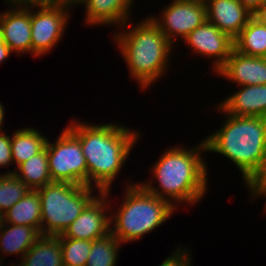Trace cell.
<instances>
[{
  "label": "cell",
  "instance_id": "cell-19",
  "mask_svg": "<svg viewBox=\"0 0 266 266\" xmlns=\"http://www.w3.org/2000/svg\"><path fill=\"white\" fill-rule=\"evenodd\" d=\"M4 215L7 224L34 227L41 233V200L38 191L29 190Z\"/></svg>",
  "mask_w": 266,
  "mask_h": 266
},
{
  "label": "cell",
  "instance_id": "cell-9",
  "mask_svg": "<svg viewBox=\"0 0 266 266\" xmlns=\"http://www.w3.org/2000/svg\"><path fill=\"white\" fill-rule=\"evenodd\" d=\"M161 13L160 16L151 15L149 19L173 45L178 37L184 39L206 21L205 3L202 2L172 0Z\"/></svg>",
  "mask_w": 266,
  "mask_h": 266
},
{
  "label": "cell",
  "instance_id": "cell-32",
  "mask_svg": "<svg viewBox=\"0 0 266 266\" xmlns=\"http://www.w3.org/2000/svg\"><path fill=\"white\" fill-rule=\"evenodd\" d=\"M4 115H5V111H4V106L0 101V133L4 132L3 131V121H4Z\"/></svg>",
  "mask_w": 266,
  "mask_h": 266
},
{
  "label": "cell",
  "instance_id": "cell-13",
  "mask_svg": "<svg viewBox=\"0 0 266 266\" xmlns=\"http://www.w3.org/2000/svg\"><path fill=\"white\" fill-rule=\"evenodd\" d=\"M216 75L239 86L266 85V57L246 56L232 50Z\"/></svg>",
  "mask_w": 266,
  "mask_h": 266
},
{
  "label": "cell",
  "instance_id": "cell-2",
  "mask_svg": "<svg viewBox=\"0 0 266 266\" xmlns=\"http://www.w3.org/2000/svg\"><path fill=\"white\" fill-rule=\"evenodd\" d=\"M204 152V140L188 149L172 146L163 152L150 171L159 186L155 187L152 181L139 184L149 193L167 200L175 209L183 203L196 205L208 188V164L202 157Z\"/></svg>",
  "mask_w": 266,
  "mask_h": 266
},
{
  "label": "cell",
  "instance_id": "cell-25",
  "mask_svg": "<svg viewBox=\"0 0 266 266\" xmlns=\"http://www.w3.org/2000/svg\"><path fill=\"white\" fill-rule=\"evenodd\" d=\"M63 254V266H85L89 257L92 241L57 236Z\"/></svg>",
  "mask_w": 266,
  "mask_h": 266
},
{
  "label": "cell",
  "instance_id": "cell-23",
  "mask_svg": "<svg viewBox=\"0 0 266 266\" xmlns=\"http://www.w3.org/2000/svg\"><path fill=\"white\" fill-rule=\"evenodd\" d=\"M121 244L111 232L103 238L93 240L85 266H115Z\"/></svg>",
  "mask_w": 266,
  "mask_h": 266
},
{
  "label": "cell",
  "instance_id": "cell-28",
  "mask_svg": "<svg viewBox=\"0 0 266 266\" xmlns=\"http://www.w3.org/2000/svg\"><path fill=\"white\" fill-rule=\"evenodd\" d=\"M13 164L11 154V137L6 132L0 133V168ZM1 174V173H0Z\"/></svg>",
  "mask_w": 266,
  "mask_h": 266
},
{
  "label": "cell",
  "instance_id": "cell-31",
  "mask_svg": "<svg viewBox=\"0 0 266 266\" xmlns=\"http://www.w3.org/2000/svg\"><path fill=\"white\" fill-rule=\"evenodd\" d=\"M13 53L0 34V64L7 60Z\"/></svg>",
  "mask_w": 266,
  "mask_h": 266
},
{
  "label": "cell",
  "instance_id": "cell-34",
  "mask_svg": "<svg viewBox=\"0 0 266 266\" xmlns=\"http://www.w3.org/2000/svg\"><path fill=\"white\" fill-rule=\"evenodd\" d=\"M4 225H5V215L3 213H0V233L2 232Z\"/></svg>",
  "mask_w": 266,
  "mask_h": 266
},
{
  "label": "cell",
  "instance_id": "cell-26",
  "mask_svg": "<svg viewBox=\"0 0 266 266\" xmlns=\"http://www.w3.org/2000/svg\"><path fill=\"white\" fill-rule=\"evenodd\" d=\"M252 198L257 199L266 193V148L257 168L244 181Z\"/></svg>",
  "mask_w": 266,
  "mask_h": 266
},
{
  "label": "cell",
  "instance_id": "cell-22",
  "mask_svg": "<svg viewBox=\"0 0 266 266\" xmlns=\"http://www.w3.org/2000/svg\"><path fill=\"white\" fill-rule=\"evenodd\" d=\"M5 174H15L30 190L43 188L52 182L46 147L20 164L14 171H6Z\"/></svg>",
  "mask_w": 266,
  "mask_h": 266
},
{
  "label": "cell",
  "instance_id": "cell-20",
  "mask_svg": "<svg viewBox=\"0 0 266 266\" xmlns=\"http://www.w3.org/2000/svg\"><path fill=\"white\" fill-rule=\"evenodd\" d=\"M18 261L22 266H63V254L58 237L41 235Z\"/></svg>",
  "mask_w": 266,
  "mask_h": 266
},
{
  "label": "cell",
  "instance_id": "cell-12",
  "mask_svg": "<svg viewBox=\"0 0 266 266\" xmlns=\"http://www.w3.org/2000/svg\"><path fill=\"white\" fill-rule=\"evenodd\" d=\"M0 34L13 53L32 55L31 8L0 12Z\"/></svg>",
  "mask_w": 266,
  "mask_h": 266
},
{
  "label": "cell",
  "instance_id": "cell-33",
  "mask_svg": "<svg viewBox=\"0 0 266 266\" xmlns=\"http://www.w3.org/2000/svg\"><path fill=\"white\" fill-rule=\"evenodd\" d=\"M58 3H61V4H67V5H70V6H74V5H79V3L81 2V0H57Z\"/></svg>",
  "mask_w": 266,
  "mask_h": 266
},
{
  "label": "cell",
  "instance_id": "cell-10",
  "mask_svg": "<svg viewBox=\"0 0 266 266\" xmlns=\"http://www.w3.org/2000/svg\"><path fill=\"white\" fill-rule=\"evenodd\" d=\"M110 193L111 189L96 193L97 196L84 208L62 235L70 239L93 241L109 234L111 225L110 209L113 210L111 203H108L110 202L108 200Z\"/></svg>",
  "mask_w": 266,
  "mask_h": 266
},
{
  "label": "cell",
  "instance_id": "cell-36",
  "mask_svg": "<svg viewBox=\"0 0 266 266\" xmlns=\"http://www.w3.org/2000/svg\"><path fill=\"white\" fill-rule=\"evenodd\" d=\"M3 263L2 262H0V266L2 265ZM19 264V265H18ZM17 265H16V263H15V265H14V263H13V265H11V266H22V263L19 261V263H18ZM3 266V265H2Z\"/></svg>",
  "mask_w": 266,
  "mask_h": 266
},
{
  "label": "cell",
  "instance_id": "cell-15",
  "mask_svg": "<svg viewBox=\"0 0 266 266\" xmlns=\"http://www.w3.org/2000/svg\"><path fill=\"white\" fill-rule=\"evenodd\" d=\"M134 0H81L85 9V23L96 25L123 26L131 17ZM133 4V5H132Z\"/></svg>",
  "mask_w": 266,
  "mask_h": 266
},
{
  "label": "cell",
  "instance_id": "cell-27",
  "mask_svg": "<svg viewBox=\"0 0 266 266\" xmlns=\"http://www.w3.org/2000/svg\"><path fill=\"white\" fill-rule=\"evenodd\" d=\"M191 256L188 248L186 249L185 246L182 248L179 245L159 266H191Z\"/></svg>",
  "mask_w": 266,
  "mask_h": 266
},
{
  "label": "cell",
  "instance_id": "cell-17",
  "mask_svg": "<svg viewBox=\"0 0 266 266\" xmlns=\"http://www.w3.org/2000/svg\"><path fill=\"white\" fill-rule=\"evenodd\" d=\"M233 41L234 50L243 55L266 57V20L253 15Z\"/></svg>",
  "mask_w": 266,
  "mask_h": 266
},
{
  "label": "cell",
  "instance_id": "cell-5",
  "mask_svg": "<svg viewBox=\"0 0 266 266\" xmlns=\"http://www.w3.org/2000/svg\"><path fill=\"white\" fill-rule=\"evenodd\" d=\"M127 182L118 210L110 212V232L122 243L139 240L169 220L176 210L167 200ZM113 224V225H112Z\"/></svg>",
  "mask_w": 266,
  "mask_h": 266
},
{
  "label": "cell",
  "instance_id": "cell-24",
  "mask_svg": "<svg viewBox=\"0 0 266 266\" xmlns=\"http://www.w3.org/2000/svg\"><path fill=\"white\" fill-rule=\"evenodd\" d=\"M30 189L15 174L0 175V213H5Z\"/></svg>",
  "mask_w": 266,
  "mask_h": 266
},
{
  "label": "cell",
  "instance_id": "cell-29",
  "mask_svg": "<svg viewBox=\"0 0 266 266\" xmlns=\"http://www.w3.org/2000/svg\"><path fill=\"white\" fill-rule=\"evenodd\" d=\"M11 4L14 8H39V7H50L59 4L57 0H4V2Z\"/></svg>",
  "mask_w": 266,
  "mask_h": 266
},
{
  "label": "cell",
  "instance_id": "cell-11",
  "mask_svg": "<svg viewBox=\"0 0 266 266\" xmlns=\"http://www.w3.org/2000/svg\"><path fill=\"white\" fill-rule=\"evenodd\" d=\"M187 46H191L192 52L202 57H211V68L217 72L226 62L234 49V41L214 24L205 21L195 28L183 40ZM215 59V60H214Z\"/></svg>",
  "mask_w": 266,
  "mask_h": 266
},
{
  "label": "cell",
  "instance_id": "cell-6",
  "mask_svg": "<svg viewBox=\"0 0 266 266\" xmlns=\"http://www.w3.org/2000/svg\"><path fill=\"white\" fill-rule=\"evenodd\" d=\"M91 186L52 181L38 189L41 200V235L58 236L97 196Z\"/></svg>",
  "mask_w": 266,
  "mask_h": 266
},
{
  "label": "cell",
  "instance_id": "cell-30",
  "mask_svg": "<svg viewBox=\"0 0 266 266\" xmlns=\"http://www.w3.org/2000/svg\"><path fill=\"white\" fill-rule=\"evenodd\" d=\"M254 15L266 12V0H238Z\"/></svg>",
  "mask_w": 266,
  "mask_h": 266
},
{
  "label": "cell",
  "instance_id": "cell-21",
  "mask_svg": "<svg viewBox=\"0 0 266 266\" xmlns=\"http://www.w3.org/2000/svg\"><path fill=\"white\" fill-rule=\"evenodd\" d=\"M46 136L38 129L26 127L16 129L11 135V154L13 165L19 166L26 160L40 153L46 146Z\"/></svg>",
  "mask_w": 266,
  "mask_h": 266
},
{
  "label": "cell",
  "instance_id": "cell-35",
  "mask_svg": "<svg viewBox=\"0 0 266 266\" xmlns=\"http://www.w3.org/2000/svg\"><path fill=\"white\" fill-rule=\"evenodd\" d=\"M188 1H196V2L206 3L208 0H188Z\"/></svg>",
  "mask_w": 266,
  "mask_h": 266
},
{
  "label": "cell",
  "instance_id": "cell-16",
  "mask_svg": "<svg viewBox=\"0 0 266 266\" xmlns=\"http://www.w3.org/2000/svg\"><path fill=\"white\" fill-rule=\"evenodd\" d=\"M239 90L218 105L234 116L266 118V85L239 86Z\"/></svg>",
  "mask_w": 266,
  "mask_h": 266
},
{
  "label": "cell",
  "instance_id": "cell-18",
  "mask_svg": "<svg viewBox=\"0 0 266 266\" xmlns=\"http://www.w3.org/2000/svg\"><path fill=\"white\" fill-rule=\"evenodd\" d=\"M40 237L41 233L34 227L5 223L0 233V251L4 255L17 254L21 260ZM1 260L0 255V262H3Z\"/></svg>",
  "mask_w": 266,
  "mask_h": 266
},
{
  "label": "cell",
  "instance_id": "cell-8",
  "mask_svg": "<svg viewBox=\"0 0 266 266\" xmlns=\"http://www.w3.org/2000/svg\"><path fill=\"white\" fill-rule=\"evenodd\" d=\"M71 8L73 7L61 3L50 7L31 8V41L34 57L40 58L50 53L58 45L59 40H62L68 20L71 19Z\"/></svg>",
  "mask_w": 266,
  "mask_h": 266
},
{
  "label": "cell",
  "instance_id": "cell-3",
  "mask_svg": "<svg viewBox=\"0 0 266 266\" xmlns=\"http://www.w3.org/2000/svg\"><path fill=\"white\" fill-rule=\"evenodd\" d=\"M117 29L120 30L112 35V39L126 62L130 77L145 90L166 73L174 45L149 16L134 27L128 20Z\"/></svg>",
  "mask_w": 266,
  "mask_h": 266
},
{
  "label": "cell",
  "instance_id": "cell-1",
  "mask_svg": "<svg viewBox=\"0 0 266 266\" xmlns=\"http://www.w3.org/2000/svg\"><path fill=\"white\" fill-rule=\"evenodd\" d=\"M70 121L66 126L80 140L85 157L87 186L100 192L110 190L141 133L117 122L101 125Z\"/></svg>",
  "mask_w": 266,
  "mask_h": 266
},
{
  "label": "cell",
  "instance_id": "cell-14",
  "mask_svg": "<svg viewBox=\"0 0 266 266\" xmlns=\"http://www.w3.org/2000/svg\"><path fill=\"white\" fill-rule=\"evenodd\" d=\"M206 21L214 24L234 40L254 15L238 0H208Z\"/></svg>",
  "mask_w": 266,
  "mask_h": 266
},
{
  "label": "cell",
  "instance_id": "cell-37",
  "mask_svg": "<svg viewBox=\"0 0 266 266\" xmlns=\"http://www.w3.org/2000/svg\"><path fill=\"white\" fill-rule=\"evenodd\" d=\"M262 197H263V198H264V197L266 198V193H265ZM265 202H266V201H265ZM264 206H265V208H264L265 211H264V212L266 213V203H265Z\"/></svg>",
  "mask_w": 266,
  "mask_h": 266
},
{
  "label": "cell",
  "instance_id": "cell-7",
  "mask_svg": "<svg viewBox=\"0 0 266 266\" xmlns=\"http://www.w3.org/2000/svg\"><path fill=\"white\" fill-rule=\"evenodd\" d=\"M64 128L55 142H46L51 180L87 186V165L80 140Z\"/></svg>",
  "mask_w": 266,
  "mask_h": 266
},
{
  "label": "cell",
  "instance_id": "cell-38",
  "mask_svg": "<svg viewBox=\"0 0 266 266\" xmlns=\"http://www.w3.org/2000/svg\"><path fill=\"white\" fill-rule=\"evenodd\" d=\"M260 15L266 20V12L265 13H262Z\"/></svg>",
  "mask_w": 266,
  "mask_h": 266
},
{
  "label": "cell",
  "instance_id": "cell-4",
  "mask_svg": "<svg viewBox=\"0 0 266 266\" xmlns=\"http://www.w3.org/2000/svg\"><path fill=\"white\" fill-rule=\"evenodd\" d=\"M217 106V110L226 115V120L220 129L205 137L206 153L214 152L231 160L245 181L257 168L264 154L266 118L234 116Z\"/></svg>",
  "mask_w": 266,
  "mask_h": 266
}]
</instances>
